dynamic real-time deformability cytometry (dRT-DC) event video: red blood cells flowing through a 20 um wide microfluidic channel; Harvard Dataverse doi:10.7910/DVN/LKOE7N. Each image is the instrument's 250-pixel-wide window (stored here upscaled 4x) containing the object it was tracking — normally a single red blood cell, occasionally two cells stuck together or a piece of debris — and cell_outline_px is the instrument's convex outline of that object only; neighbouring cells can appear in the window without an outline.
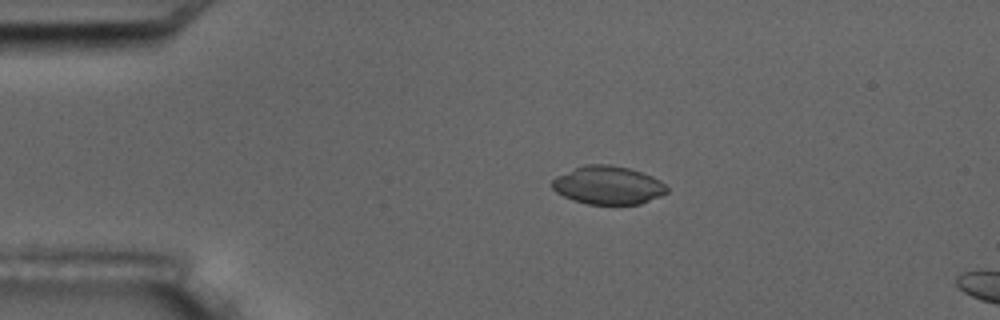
{"species": "common noctule bat (a hibernating species)", "species_latin": "Nyctalus noctula", "temperature_condition": "room temperature", "stored_images_in_passage": 5, "camera_frame_rate_fps": 3000, "um_per_image_px": 0.085, "animal": {"sex": "male", "body_mass_g": 17.5, "forearm_length_mm": 52.3}, "frame": {"image": 1, "passage_image": 3, "time_ms": 2.333, "image_size_px": [1000, 320], "cell_outline_px": [[668, 192], [660, 196], [640, 204], [588, 204], [564, 196], [556, 192], [552, 188], [552, 180], [556, 176], [584, 164], [612, 164], [628, 168], [652, 176], [660, 180], [668, 188]], "centroid_in_image_um": [51.69, 15.73], "position_along_channel_um": 33.3, "area_um2": 25.49}}